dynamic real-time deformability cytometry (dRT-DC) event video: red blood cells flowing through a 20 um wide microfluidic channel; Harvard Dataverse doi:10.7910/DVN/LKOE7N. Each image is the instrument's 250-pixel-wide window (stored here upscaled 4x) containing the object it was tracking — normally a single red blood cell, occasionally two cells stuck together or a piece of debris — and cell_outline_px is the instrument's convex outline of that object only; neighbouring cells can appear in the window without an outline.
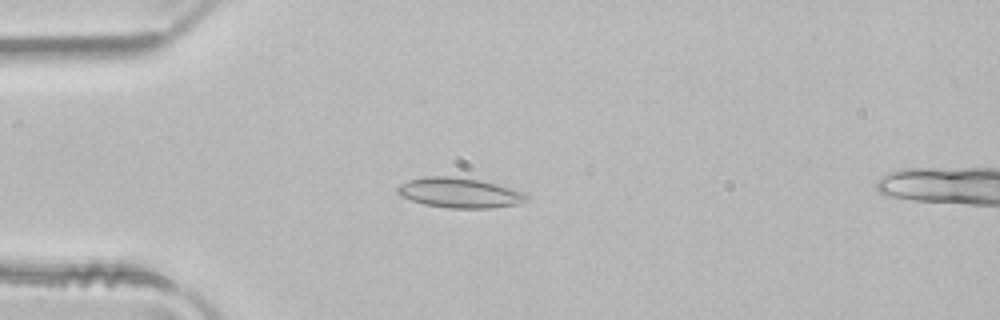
{"species": "common noctule bat (a hibernating species)", "species_latin": "Nyctalus noctula", "temperature_condition": "room temperature", "stored_images_in_passage": 3, "camera_frame_rate_fps": 3000, "um_per_image_px": 0.085, "animal": {"sex": "male", "body_mass_g": 21.5, "forearm_length_mm": 52.0}, "frame": {"image": 1, "passage_image": 3, "time_ms": 0.667, "image_size_px": [1000, 320], "cell_outline_px": [[528, 200], [516, 204], [492, 208], [448, 208], [424, 204], [400, 196], [396, 192], [396, 188], [400, 184], [408, 180], [424, 176], [448, 176], [480, 180], [528, 192]], "centroid_in_image_um": [39.07, 16.38], "position_along_channel_um": 45.9, "area_um2": 22.72}}